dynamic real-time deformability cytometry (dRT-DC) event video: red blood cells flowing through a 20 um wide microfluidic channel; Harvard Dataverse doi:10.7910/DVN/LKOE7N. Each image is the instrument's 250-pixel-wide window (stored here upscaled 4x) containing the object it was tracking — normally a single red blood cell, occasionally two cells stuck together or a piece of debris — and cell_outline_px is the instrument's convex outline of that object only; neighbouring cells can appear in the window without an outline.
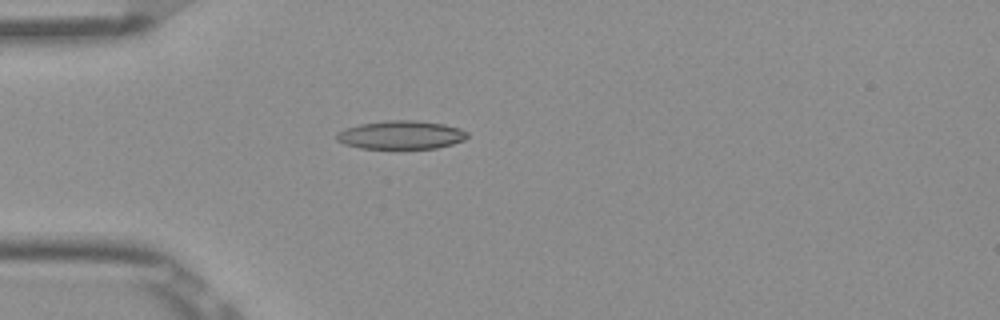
{"species": "Egyptian fruit bat (a non-hibernating species)", "species_latin": "Rousettus aegyptiacus", "temperature_condition": "room temperature", "stored_images_in_passage": 35, "camera_frame_rate_fps": 3000, "um_per_image_px": 0.085, "frame": {"image": 1, "passage_image": 1, "time_ms": 0.0, "image_size_px": [1000, 320], "cell_outline_px": [[468, 136], [464, 140], [452, 144], [436, 148], [360, 148], [344, 144], [336, 140], [336, 132], [360, 124], [384, 120], [416, 120], [444, 124], [460, 128], [468, 132]], "centroid_in_image_um": [34.09, 11.46], "position_along_channel_um": 50.9, "area_um2": 21.68}}
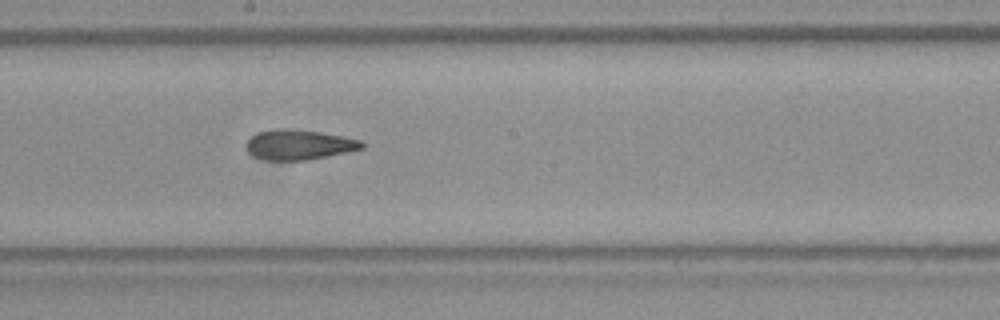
{"frame": {"image": 2, "passage_image": 15, "time_ms": 4.667, "image_size_px": [1000, 320], "cell_outline_px": [[364, 148], [348, 152], [304, 160], [264, 160], [252, 156], [248, 152], [248, 140], [256, 132], [276, 128], [292, 128], [320, 132], [344, 136], [364, 140]], "centroid_in_image_um": [25.44, 12.28], "position_along_channel_um": 222.8, "area_um2": 20.4}}
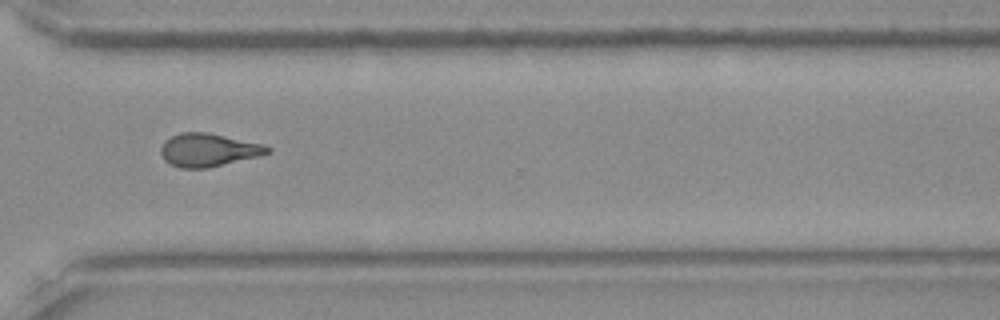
{"frame": {"image": 3, "passage_image": 25, "time_ms": 8.0, "image_size_px": [1000, 320], "cell_outline_px": [[272, 152], [260, 156], [208, 168], [180, 168], [164, 160], [160, 152], [160, 148], [164, 140], [180, 132], [208, 132], [264, 144], [272, 148]], "centroid_in_image_um": [17.73, 12.74], "position_along_channel_um": 352.9, "area_um2": 20.81}, "authors_computed_cell_mechanics": {"area_um2": 20.808, "velocity_mm_per_s": 3.9169, "shape_relaxation_time_tau1_ms": 9.9675, "shape_relaxation_time_tau2_ms": 2.7044, "deformation_change_tau1": 0.2285, "deformation_change_tau2": 0.106}}